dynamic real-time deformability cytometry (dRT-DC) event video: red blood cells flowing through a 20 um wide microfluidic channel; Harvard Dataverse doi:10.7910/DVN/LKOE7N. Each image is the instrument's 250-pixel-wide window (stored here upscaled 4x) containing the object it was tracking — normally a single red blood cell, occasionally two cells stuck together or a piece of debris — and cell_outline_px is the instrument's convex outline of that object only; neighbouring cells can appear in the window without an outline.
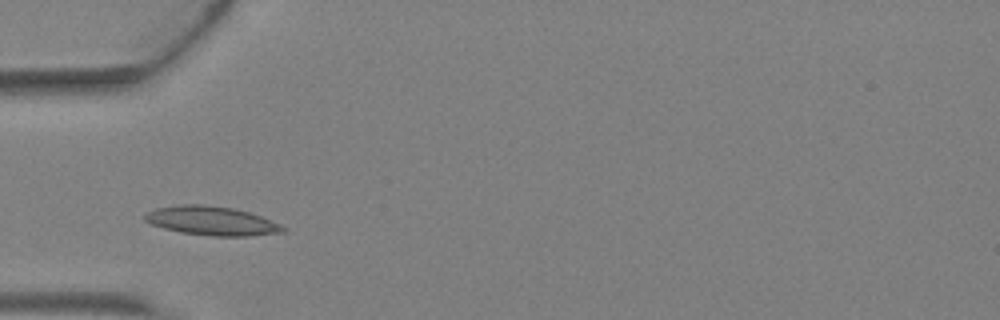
{"species": "Egyptian fruit bat (a non-hibernating species)", "species_latin": "Rousettus aegyptiacus", "temperature_condition": "warm", "stored_images_in_passage": 3, "camera_frame_rate_fps": 3000, "um_per_image_px": 0.085, "animal": {"sex": "female"}, "frame": {"image": 1, "passage_image": 2, "time_ms": 0.333, "image_size_px": [1000, 320], "cell_outline_px": [[288, 228], [284, 232], [248, 236], [212, 236], [180, 232], [164, 228], [152, 224], [144, 220], [144, 216], [148, 212], [156, 208], [180, 204], [204, 204], [232, 208], [248, 212], [260, 216], [280, 224]], "centroid_in_image_um": [18.0, 18.77], "position_along_channel_um": 67.0, "area_um2": 23.24}}
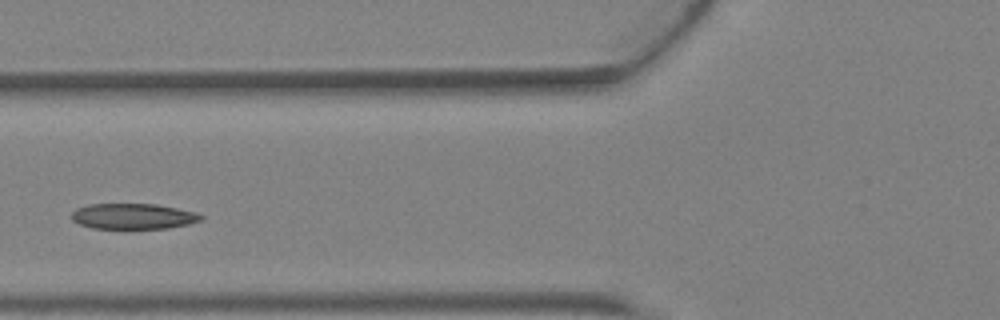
{"frame": {"image": 2, "passage_image": 3, "time_ms": 0.667, "image_size_px": [1000, 320], "cell_outline_px": [[204, 216], [200, 220], [188, 224], [168, 228], [92, 228], [80, 224], [72, 220], [72, 212], [76, 208], [88, 204], [156, 204], [196, 212]], "centroid_in_image_um": [11.31, 18.38], "position_along_channel_um": 114.5, "area_um2": 19.19}}